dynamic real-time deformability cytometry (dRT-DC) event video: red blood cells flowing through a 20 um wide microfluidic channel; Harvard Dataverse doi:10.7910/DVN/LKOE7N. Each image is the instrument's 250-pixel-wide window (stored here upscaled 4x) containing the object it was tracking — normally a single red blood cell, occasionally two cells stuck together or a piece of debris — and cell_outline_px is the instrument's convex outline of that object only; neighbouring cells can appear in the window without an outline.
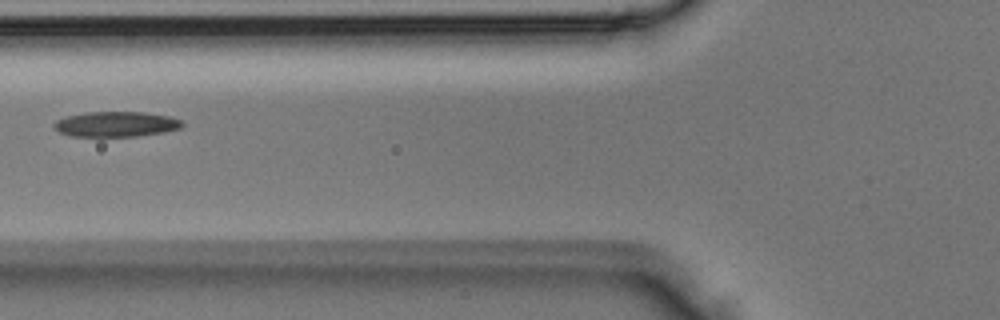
{"species": "Egyptian fruit bat (a non-hibernating species)", "species_latin": "Rousettus aegyptiacus", "temperature_condition": "room temperature", "stored_images_in_passage": 3, "camera_frame_rate_fps": 3000, "um_per_image_px": 0.085, "animal": {"sex": "male"}, "frame": {"image": 1, "passage_image": 3, "time_ms": 0.667, "image_size_px": [1000, 320], "cell_outline_px": [[184, 124], [180, 128], [164, 132], [136, 136], [68, 136], [52, 128], [52, 124], [56, 120], [68, 116], [84, 112], [144, 112], [168, 116], [180, 120]], "centroid_in_image_um": [9.82, 10.55], "position_along_channel_um": 116.0, "area_um2": 18.84}}